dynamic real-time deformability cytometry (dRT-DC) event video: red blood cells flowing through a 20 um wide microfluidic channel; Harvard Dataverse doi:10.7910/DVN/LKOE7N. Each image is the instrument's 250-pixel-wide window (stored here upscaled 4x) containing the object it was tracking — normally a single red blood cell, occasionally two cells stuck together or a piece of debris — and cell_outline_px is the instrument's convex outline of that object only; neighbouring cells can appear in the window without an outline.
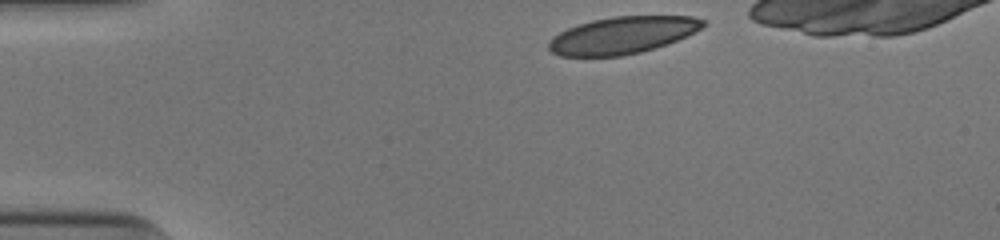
{"species": "human", "species_latin": "Homo sapiens", "temperature_condition": "cold", "stored_images_in_passage": 33, "camera_frame_rate_fps": 3000, "um_per_image_px": 0.085, "donor": {"sex": "male"}, "frame": {"image": 1, "passage_image": 1, "time_ms": 0.0, "image_size_px": [1000, 240], "cell_outline_px": [[708, 24], [668, 44], [640, 52], [624, 56], [560, 56], [552, 52], [548, 48], [548, 40], [552, 36], [568, 28], [592, 20], [612, 16], [692, 16], [704, 20]], "centroid_in_image_um": [52.87, 2.99], "position_along_channel_um": 32.1, "area_um2": 33.23}}
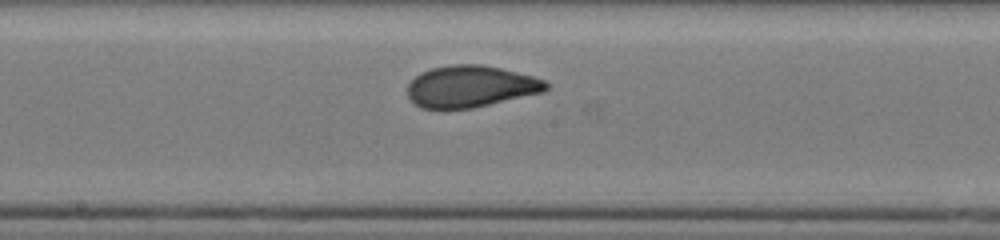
{"frame": {"image": 2, "passage_image": 19, "time_ms": 6.0, "image_size_px": [1000, 240], "cell_outline_px": [[548, 88], [544, 92], [472, 108], [420, 108], [408, 96], [408, 84], [420, 72], [432, 68], [452, 64], [480, 64], [500, 68], [532, 76], [544, 80], [548, 84]], "centroid_in_image_um": [40.0, 7.34], "position_along_channel_um": 208.2, "area_um2": 33.41}}
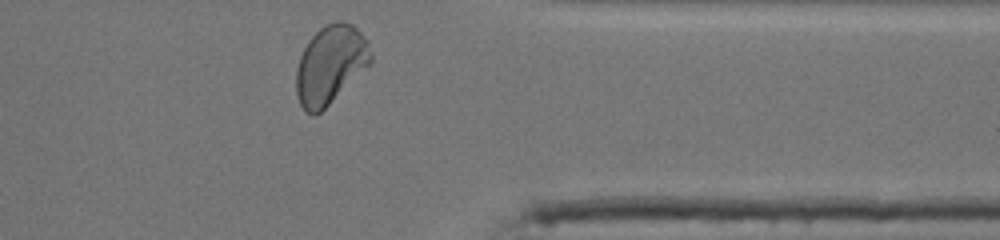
{"frame": {"image": 3, "passage_image": 33, "time_ms": 10.667, "image_size_px": [1000, 240], "cell_outline_px": [[372, 60], [320, 112], [312, 116], [304, 112], [300, 104], [296, 92], [296, 68], [300, 56], [308, 40], [320, 28], [336, 20], [340, 20], [352, 24], [368, 40], [372, 56]], "centroid_in_image_um": [28.04, 5.47], "position_along_channel_um": 383.4, "area_um2": 33.58}, "authors_computed_cell_mechanics": {"area_um2": 33.7552, "velocity_mm_per_s": 3.9325, "shape_relaxation_time_tau1_ms": 7.8644, "shape_relaxation_time_tau2_ms": null, "deformation_change_tau1": 0.2332, "deformation_change_tau2": null}}